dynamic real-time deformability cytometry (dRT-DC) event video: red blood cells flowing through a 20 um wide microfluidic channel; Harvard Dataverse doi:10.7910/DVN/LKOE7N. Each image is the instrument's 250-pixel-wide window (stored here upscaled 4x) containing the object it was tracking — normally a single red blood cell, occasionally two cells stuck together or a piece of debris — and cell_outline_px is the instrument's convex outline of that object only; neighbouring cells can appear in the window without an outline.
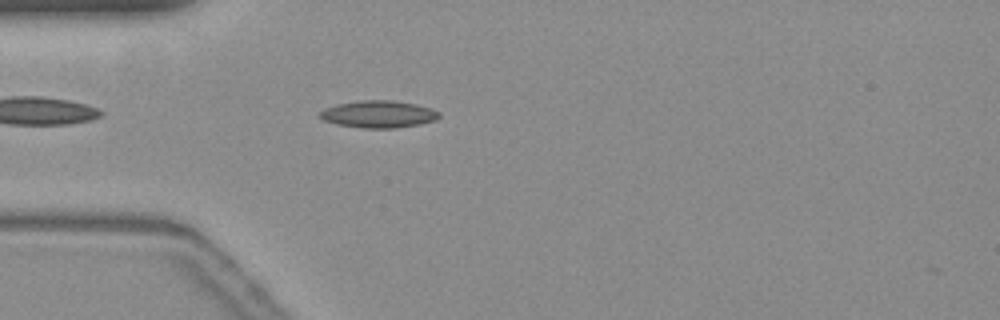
{"species": "common noctule bat (a hibernating species)", "species_latin": "Nyctalus noctula", "temperature_condition": "warm", "stored_images_in_passage": 45, "camera_frame_rate_fps": 3000, "um_per_image_px": 0.085, "animal": {"sex": "female", "body_mass_g": 19.3, "forearm_length_mm": 54.1}, "frame": {"image": 1, "passage_image": 5, "time_ms": 1.333, "image_size_px": [1000, 320], "cell_outline_px": [[440, 116], [436, 120], [396, 128], [364, 128], [336, 124], [324, 120], [320, 116], [320, 112], [324, 108], [336, 104], [360, 100], [392, 100], [416, 104], [440, 112]], "centroid_in_image_um": [32.15, 9.7], "position_along_channel_um": 52.8, "area_um2": 18.73}}
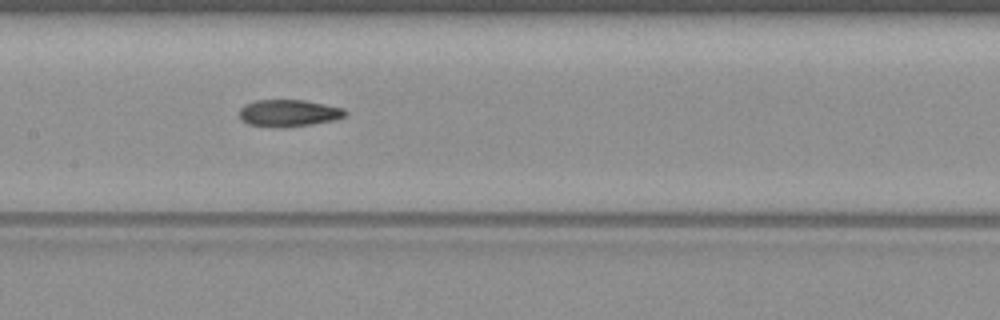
{"frame": {"image": 2, "passage_image": 16, "time_ms": 5.0, "image_size_px": [1000, 320], "cell_outline_px": [[348, 112], [344, 116], [332, 120], [312, 124], [280, 128], [248, 124], [240, 120], [240, 108], [244, 104], [256, 100], [304, 100], [344, 108]], "centroid_in_image_um": [24.51, 9.61], "position_along_channel_um": 182.9, "area_um2": 16.65}}
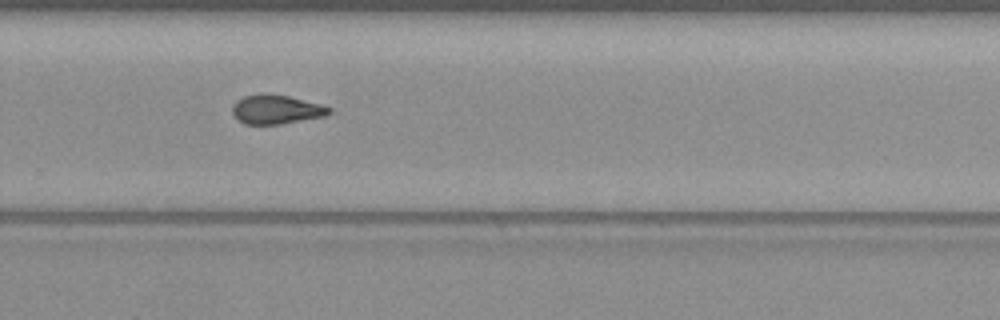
{"frame": {"image": 3, "passage_image": 26, "time_ms": 8.333, "image_size_px": [1000, 320], "cell_outline_px": [[332, 112], [324, 116], [280, 124], [244, 124], [232, 112], [232, 104], [236, 100], [244, 96], [260, 92], [264, 92], [288, 96], [320, 104], [332, 108]], "centroid_in_image_um": [23.45, 9.28], "position_along_channel_um": 306.3, "area_um2": 16.47}, "authors_computed_cell_mechanics": {"area_um2": 16.473, "velocity_mm_per_s": 3.7239, "shape_relaxation_time_tau1_ms": null, "shape_relaxation_time_tau2_ms": 5.5247, "deformation_change_tau1": null, "deformation_change_tau2": 0.1269}}